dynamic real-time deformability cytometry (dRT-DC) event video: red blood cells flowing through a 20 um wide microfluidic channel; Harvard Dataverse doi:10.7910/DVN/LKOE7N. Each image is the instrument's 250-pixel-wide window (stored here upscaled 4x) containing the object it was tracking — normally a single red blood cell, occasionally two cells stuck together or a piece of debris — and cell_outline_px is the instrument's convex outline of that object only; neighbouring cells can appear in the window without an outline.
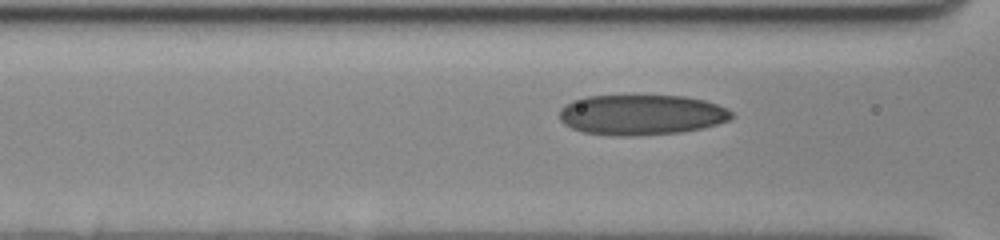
{"species": "human", "species_latin": "Homo sapiens", "temperature_condition": "cold", "stored_images_in_passage": 24, "camera_frame_rate_fps": 3000, "um_per_image_px": 0.085, "donor": {"sex": "female"}, "frame": {"image": 1, "passage_image": 16, "time_ms": 5.0, "image_size_px": [1000, 240], "cell_outline_px": [[732, 116], [728, 120], [716, 124], [700, 128], [680, 132], [632, 136], [616, 136], [584, 132], [572, 128], [564, 124], [560, 120], [560, 108], [564, 104], [572, 100], [584, 96], [684, 96], [704, 100], [728, 108], [732, 112]], "centroid_in_image_um": [54.48, 9.75], "position_along_channel_um": 112.1, "area_um2": 40.4}}
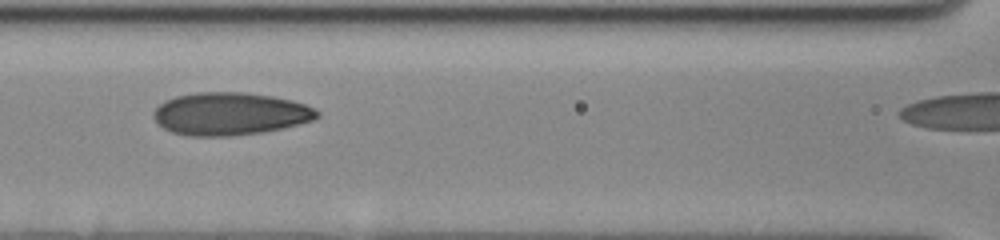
{"frame": {"image": 2, "passage_image": 18, "time_ms": 5.667, "image_size_px": [1000, 240], "cell_outline_px": [[320, 116], [312, 120], [280, 128], [260, 132], [228, 136], [188, 136], [172, 132], [156, 124], [152, 116], [152, 112], [164, 100], [176, 96], [196, 92], [244, 92], [272, 96], [292, 100], [316, 108], [320, 112]], "centroid_in_image_um": [19.51, 9.66], "position_along_channel_um": 147.1, "area_um2": 40.75}}
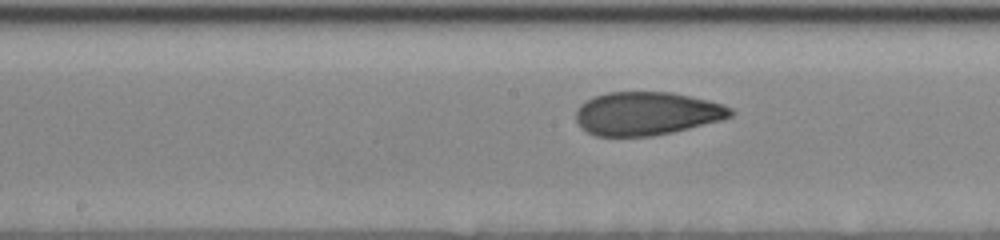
{"frame": {"image": 3, "passage_image": 21, "time_ms": 6.667, "image_size_px": [1000, 240], "cell_outline_px": [[736, 112], [732, 116], [720, 120], [672, 132], [652, 136], [596, 136], [580, 128], [576, 120], [576, 108], [580, 104], [592, 96], [608, 92], [672, 92], [708, 100], [732, 108]], "centroid_in_image_um": [54.93, 9.64], "position_along_channel_um": 193.3, "area_um2": 39.13}}